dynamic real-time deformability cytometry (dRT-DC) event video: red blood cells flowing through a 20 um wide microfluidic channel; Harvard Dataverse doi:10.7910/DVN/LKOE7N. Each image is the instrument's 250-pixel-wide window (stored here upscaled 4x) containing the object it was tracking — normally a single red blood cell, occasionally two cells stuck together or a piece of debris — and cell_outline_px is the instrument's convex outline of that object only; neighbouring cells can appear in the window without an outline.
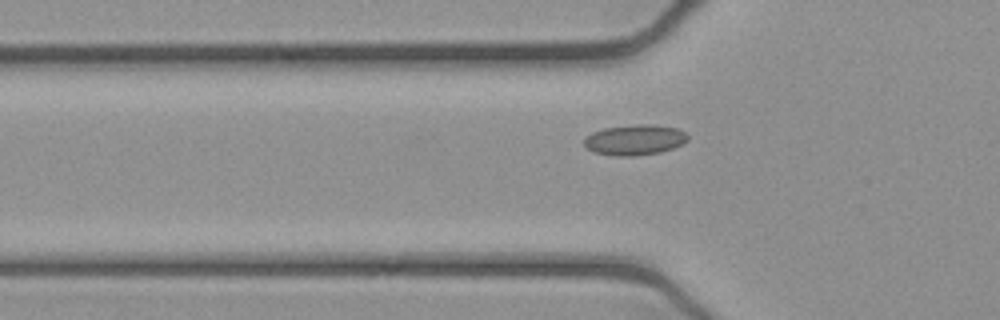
{"species": "common noctule bat (a hibernating species)", "species_latin": "Nyctalus noctula", "temperature_condition": "cold", "stored_images_in_passage": 51, "camera_frame_rate_fps": 3000, "um_per_image_px": 0.085, "animal": {"sex": "female", "body_mass_g": 21.9}, "frame": {"image": 1, "passage_image": 18, "time_ms": 5.667, "image_size_px": [1000, 320], "cell_outline_px": [[688, 140], [684, 144], [660, 152], [636, 156], [612, 156], [592, 152], [584, 144], [584, 136], [592, 132], [604, 128], [636, 124], [652, 124], [676, 128], [684, 132], [688, 136]], "centroid_in_image_um": [53.93, 11.89], "position_along_channel_um": 71.9, "area_um2": 18.61}}
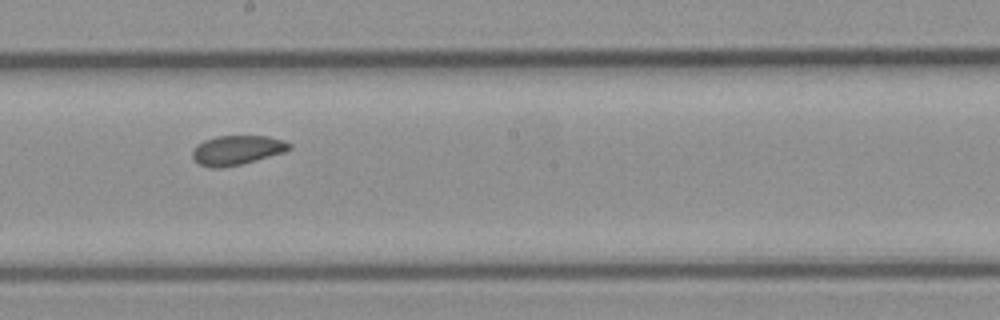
{"frame": {"image": 2, "passage_image": 30, "time_ms": 9.667, "image_size_px": [1000, 320], "cell_outline_px": [[292, 148], [284, 152], [256, 160], [240, 164], [220, 168], [208, 168], [200, 164], [192, 156], [192, 152], [196, 144], [204, 140], [216, 136], [268, 136], [284, 140], [292, 144]], "centroid_in_image_um": [20.15, 12.75], "position_along_channel_um": 228.1, "area_um2": 16.65}}
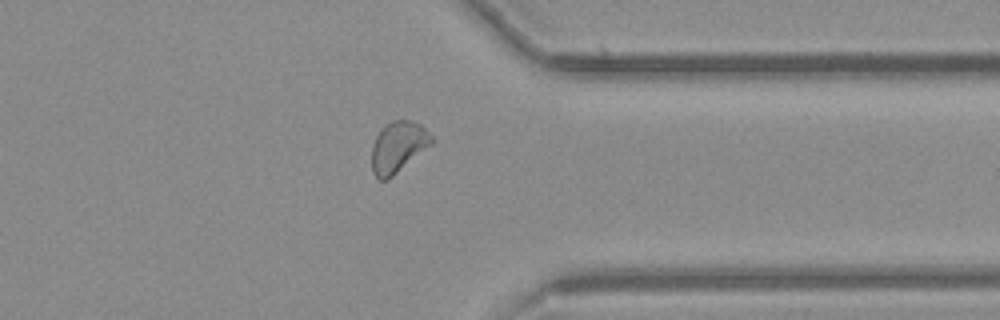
{"frame": {"image": 3, "passage_image": 42, "time_ms": 13.667, "image_size_px": [1000, 320], "cell_outline_px": [[436, 140], [432, 144], [388, 180], [380, 180], [372, 172], [372, 144], [376, 136], [392, 120], [412, 120], [420, 124]], "centroid_in_image_um": [33.85, 12.5], "position_along_channel_um": 377.5, "area_um2": 17.69}, "authors_computed_cell_mechanics": {"area_um2": 17.918, "velocity_mm_per_s": 3.8787, "shape_relaxation_time_tau1_ms": null, "shape_relaxation_time_tau2_ms": 7.4828, "deformation_change_tau1": null, "deformation_change_tau2": 0.091}}